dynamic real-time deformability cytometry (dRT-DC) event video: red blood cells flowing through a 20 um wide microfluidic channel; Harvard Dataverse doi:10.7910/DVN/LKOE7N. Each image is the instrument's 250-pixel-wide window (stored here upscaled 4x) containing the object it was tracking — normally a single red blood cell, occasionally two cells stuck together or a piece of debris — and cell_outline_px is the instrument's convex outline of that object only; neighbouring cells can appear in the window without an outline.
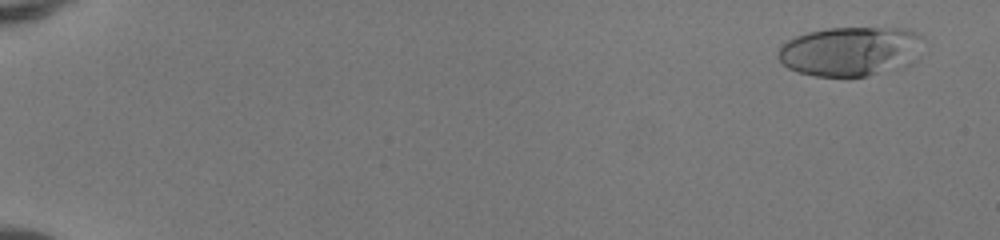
{"species": "human", "species_latin": "Homo sapiens", "temperature_condition": "room temperature", "stored_images_in_passage": 51, "camera_frame_rate_fps": 3000, "um_per_image_px": 0.085, "donor": {"sex": "female"}, "frame": {"image": 1, "passage_image": 3, "time_ms": 0.667, "image_size_px": [1000, 240], "cell_outline_px": [[924, 36], [916, 60], [912, 64], [900, 68], [864, 76], [816, 76], [800, 72], [788, 68], [776, 56], [780, 44], [796, 36], [808, 32], [828, 28], [908, 28], [920, 32]], "centroid_in_image_um": [72.33, 4.34], "position_along_channel_um": 12.7, "area_um2": 42.25}}
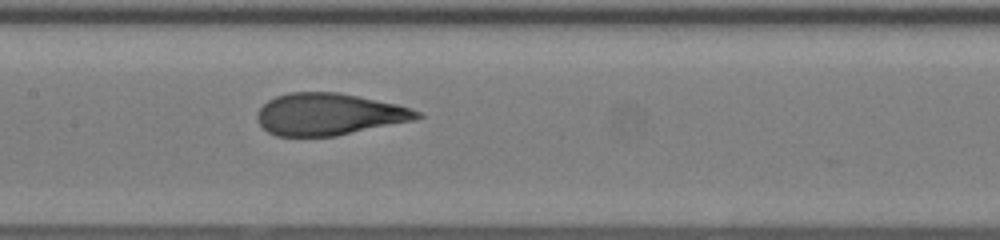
{"frame": {"image": 2, "passage_image": 28, "time_ms": 9.0, "image_size_px": [1000, 240], "cell_outline_px": [[424, 116], [416, 120], [336, 136], [276, 136], [268, 132], [256, 120], [256, 116], [260, 108], [268, 100], [276, 96], [288, 92], [336, 92], [396, 104], [412, 108], [420, 112]], "centroid_in_image_um": [27.97, 9.72], "position_along_channel_um": 179.4, "area_um2": 39.07}}
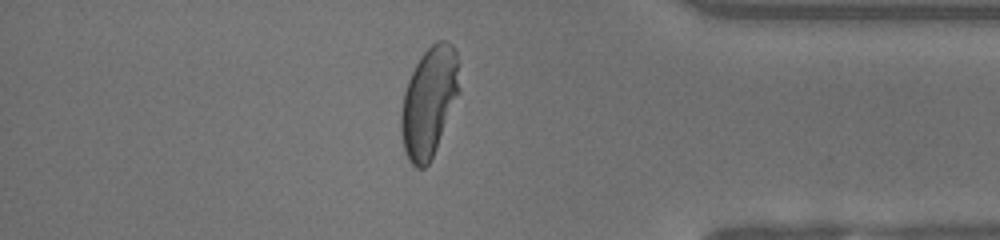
{"frame": {"image": 3, "passage_image": 45, "time_ms": 14.667, "image_size_px": [1000, 240], "cell_outline_px": [[460, 92], [436, 148], [428, 164], [424, 168], [416, 168], [408, 160], [404, 152], [400, 128], [400, 112], [404, 92], [408, 80], [420, 56], [436, 40], [448, 40], [452, 44], [456, 52], [460, 64]], "centroid_in_image_um": [36.48, 8.63], "position_along_channel_um": 398.7, "area_um2": 37.74}, "authors_computed_cell_mechanics": {"area_um2": 39.593, "velocity_mm_per_s": 4.175, "shape_relaxation_time_tau1_ms": 6.3652, "shape_relaxation_time_tau2_ms": null, "deformation_change_tau1": 0.2929, "deformation_change_tau2": null}}